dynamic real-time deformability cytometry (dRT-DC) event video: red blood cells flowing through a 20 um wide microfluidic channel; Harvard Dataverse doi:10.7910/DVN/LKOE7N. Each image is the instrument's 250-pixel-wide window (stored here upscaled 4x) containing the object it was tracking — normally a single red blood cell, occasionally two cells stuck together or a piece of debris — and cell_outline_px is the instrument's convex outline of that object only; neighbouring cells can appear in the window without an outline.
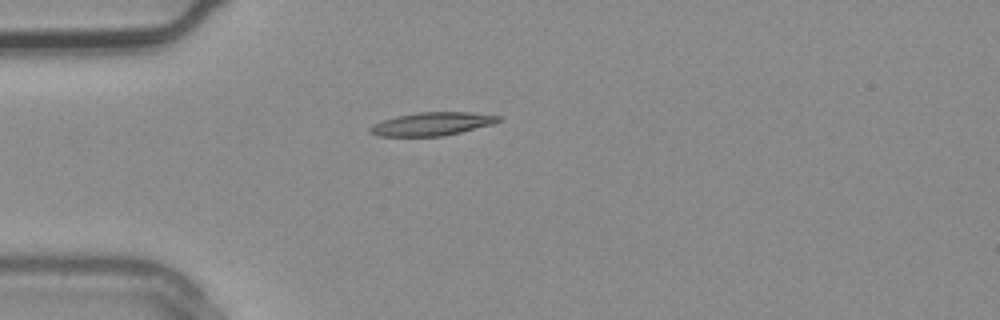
{"species": "common noctule bat (a hibernating species)", "species_latin": "Nyctalus noctula", "temperature_condition": "warm", "stored_images_in_passage": 3, "camera_frame_rate_fps": 3000, "um_per_image_px": 0.085, "animal": {"sex": "male", "body_mass_g": 20.4}, "frame": {"image": 1, "passage_image": 3, "time_ms": 0.667, "image_size_px": [1000, 320], "cell_outline_px": [[500, 120], [492, 124], [444, 136], [376, 136], [368, 128], [372, 124], [396, 116], [416, 112], [468, 112], [500, 116]], "centroid_in_image_um": [36.69, 10.53], "position_along_channel_um": 48.3, "area_um2": 17.22}}